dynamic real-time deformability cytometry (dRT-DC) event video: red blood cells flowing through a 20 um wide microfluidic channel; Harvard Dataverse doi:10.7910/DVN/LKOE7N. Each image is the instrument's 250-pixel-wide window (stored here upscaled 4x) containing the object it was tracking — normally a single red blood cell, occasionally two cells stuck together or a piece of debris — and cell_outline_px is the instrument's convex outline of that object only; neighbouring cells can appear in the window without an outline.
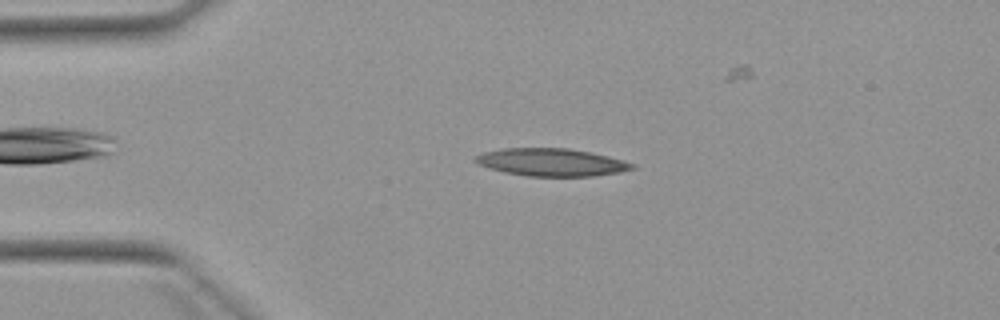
{"species": "Egyptian fruit bat (a non-hibernating species)", "species_latin": "Rousettus aegyptiacus", "temperature_condition": "warm", "stored_images_in_passage": 4, "camera_frame_rate_fps": 3000, "um_per_image_px": 0.085, "animal": {"sex": "female"}, "frame": {"image": 1, "passage_image": 2, "time_ms": 2.0, "image_size_px": [1000, 320], "cell_outline_px": [[636, 168], [620, 172], [592, 176], [528, 176], [504, 172], [488, 168], [472, 160], [476, 156], [484, 152], [504, 148], [568, 148], [592, 152], [624, 160], [636, 164]], "centroid_in_image_um": [46.9, 13.79], "position_along_channel_um": 38.1, "area_um2": 25.32}}